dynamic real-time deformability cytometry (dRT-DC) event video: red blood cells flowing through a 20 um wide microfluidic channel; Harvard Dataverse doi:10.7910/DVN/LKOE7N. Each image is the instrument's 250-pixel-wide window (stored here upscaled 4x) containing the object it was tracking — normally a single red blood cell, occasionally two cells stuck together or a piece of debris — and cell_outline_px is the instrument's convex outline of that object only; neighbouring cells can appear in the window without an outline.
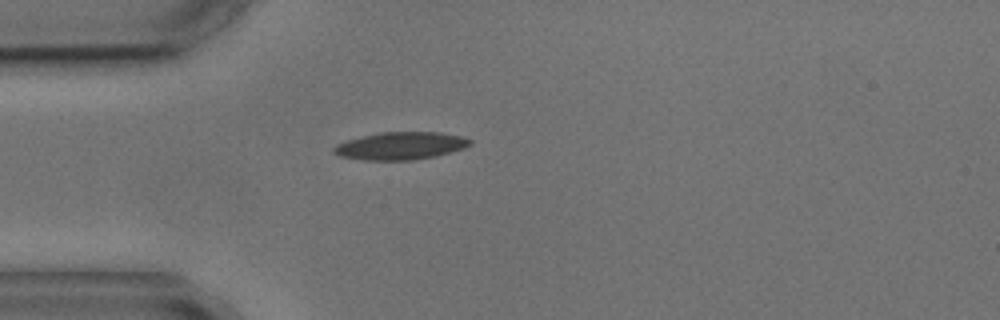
{"species": "common noctule bat (a hibernating species)", "species_latin": "Nyctalus noctula", "temperature_condition": "cold", "stored_images_in_passage": 1, "camera_frame_rate_fps": 3000, "um_per_image_px": 0.085, "animal": {"sex": "male", "body_mass_g": 17.9, "forearm_length_mm": 54.2}, "frame": {"image": 1, "passage_image": 1, "time_ms": 0.0, "image_size_px": [1000, 320], "cell_outline_px": [[472, 144], [464, 148], [436, 156], [412, 160], [364, 160], [340, 156], [332, 152], [332, 148], [336, 144], [348, 140], [380, 132], [440, 132], [460, 136], [472, 140]], "centroid_in_image_um": [34.05, 12.4], "position_along_channel_um": 50.9, "area_um2": 21.85}}